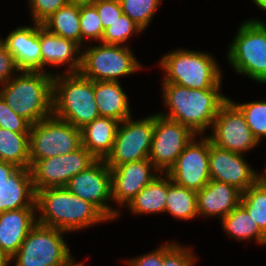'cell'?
I'll return each mask as SVG.
<instances>
[{
  "instance_id": "6da1fadb",
  "label": "cell",
  "mask_w": 266,
  "mask_h": 266,
  "mask_svg": "<svg viewBox=\"0 0 266 266\" xmlns=\"http://www.w3.org/2000/svg\"><path fill=\"white\" fill-rule=\"evenodd\" d=\"M37 223L64 232L81 231L109 221L92 203L72 194L66 187H51L36 191Z\"/></svg>"
},
{
  "instance_id": "7a4b0ae2",
  "label": "cell",
  "mask_w": 266,
  "mask_h": 266,
  "mask_svg": "<svg viewBox=\"0 0 266 266\" xmlns=\"http://www.w3.org/2000/svg\"><path fill=\"white\" fill-rule=\"evenodd\" d=\"M167 113L160 115L180 122L199 136L212 128L220 107L228 100L220 89H190L174 83H162Z\"/></svg>"
},
{
  "instance_id": "3957f363",
  "label": "cell",
  "mask_w": 266,
  "mask_h": 266,
  "mask_svg": "<svg viewBox=\"0 0 266 266\" xmlns=\"http://www.w3.org/2000/svg\"><path fill=\"white\" fill-rule=\"evenodd\" d=\"M54 73L20 70L0 85V96L31 125L52 115Z\"/></svg>"
},
{
  "instance_id": "277c9868",
  "label": "cell",
  "mask_w": 266,
  "mask_h": 266,
  "mask_svg": "<svg viewBox=\"0 0 266 266\" xmlns=\"http://www.w3.org/2000/svg\"><path fill=\"white\" fill-rule=\"evenodd\" d=\"M162 83L190 89H221L222 72L214 56L204 51L175 49L160 58Z\"/></svg>"
},
{
  "instance_id": "5b68a950",
  "label": "cell",
  "mask_w": 266,
  "mask_h": 266,
  "mask_svg": "<svg viewBox=\"0 0 266 266\" xmlns=\"http://www.w3.org/2000/svg\"><path fill=\"white\" fill-rule=\"evenodd\" d=\"M52 114L80 129L100 117L94 81L80 73L54 74Z\"/></svg>"
},
{
  "instance_id": "8992f818",
  "label": "cell",
  "mask_w": 266,
  "mask_h": 266,
  "mask_svg": "<svg viewBox=\"0 0 266 266\" xmlns=\"http://www.w3.org/2000/svg\"><path fill=\"white\" fill-rule=\"evenodd\" d=\"M266 22L248 19L240 24L228 46L227 60L236 73L266 84Z\"/></svg>"
},
{
  "instance_id": "52a82bcc",
  "label": "cell",
  "mask_w": 266,
  "mask_h": 266,
  "mask_svg": "<svg viewBox=\"0 0 266 266\" xmlns=\"http://www.w3.org/2000/svg\"><path fill=\"white\" fill-rule=\"evenodd\" d=\"M82 48L80 74L92 81H117L142 70L128 46L100 43Z\"/></svg>"
},
{
  "instance_id": "ba28073f",
  "label": "cell",
  "mask_w": 266,
  "mask_h": 266,
  "mask_svg": "<svg viewBox=\"0 0 266 266\" xmlns=\"http://www.w3.org/2000/svg\"><path fill=\"white\" fill-rule=\"evenodd\" d=\"M82 146L81 130L53 114L34 125L29 133L30 167L40 159L65 155Z\"/></svg>"
},
{
  "instance_id": "9c48e42d",
  "label": "cell",
  "mask_w": 266,
  "mask_h": 266,
  "mask_svg": "<svg viewBox=\"0 0 266 266\" xmlns=\"http://www.w3.org/2000/svg\"><path fill=\"white\" fill-rule=\"evenodd\" d=\"M66 232L36 224L11 257L15 266H61L72 254L63 234ZM63 235V236H62Z\"/></svg>"
},
{
  "instance_id": "30bf717a",
  "label": "cell",
  "mask_w": 266,
  "mask_h": 266,
  "mask_svg": "<svg viewBox=\"0 0 266 266\" xmlns=\"http://www.w3.org/2000/svg\"><path fill=\"white\" fill-rule=\"evenodd\" d=\"M154 114L139 120L132 116L119 123L111 153L105 159L110 168L149 158Z\"/></svg>"
},
{
  "instance_id": "8fae6325",
  "label": "cell",
  "mask_w": 266,
  "mask_h": 266,
  "mask_svg": "<svg viewBox=\"0 0 266 266\" xmlns=\"http://www.w3.org/2000/svg\"><path fill=\"white\" fill-rule=\"evenodd\" d=\"M196 135L190 128L180 122L155 113L151 150L148 159L158 169L159 173H167L175 164L177 157L183 152L186 145Z\"/></svg>"
},
{
  "instance_id": "7c38bea8",
  "label": "cell",
  "mask_w": 266,
  "mask_h": 266,
  "mask_svg": "<svg viewBox=\"0 0 266 266\" xmlns=\"http://www.w3.org/2000/svg\"><path fill=\"white\" fill-rule=\"evenodd\" d=\"M97 159L83 146L76 151L37 160L31 167L35 192L51 187H65L68 181L86 170Z\"/></svg>"
},
{
  "instance_id": "4fadbf2b",
  "label": "cell",
  "mask_w": 266,
  "mask_h": 266,
  "mask_svg": "<svg viewBox=\"0 0 266 266\" xmlns=\"http://www.w3.org/2000/svg\"><path fill=\"white\" fill-rule=\"evenodd\" d=\"M72 194L95 205L109 220L120 217V210L107 202L112 200L111 170L105 160L73 176L65 186Z\"/></svg>"
},
{
  "instance_id": "5bb4252c",
  "label": "cell",
  "mask_w": 266,
  "mask_h": 266,
  "mask_svg": "<svg viewBox=\"0 0 266 266\" xmlns=\"http://www.w3.org/2000/svg\"><path fill=\"white\" fill-rule=\"evenodd\" d=\"M208 137L219 148L246 154L259 145L241 111L228 99L219 109Z\"/></svg>"
},
{
  "instance_id": "9a60e30c",
  "label": "cell",
  "mask_w": 266,
  "mask_h": 266,
  "mask_svg": "<svg viewBox=\"0 0 266 266\" xmlns=\"http://www.w3.org/2000/svg\"><path fill=\"white\" fill-rule=\"evenodd\" d=\"M196 135L166 173L177 185L200 191L211 179L209 172V137ZM198 140V141H197Z\"/></svg>"
},
{
  "instance_id": "2e32d148",
  "label": "cell",
  "mask_w": 266,
  "mask_h": 266,
  "mask_svg": "<svg viewBox=\"0 0 266 266\" xmlns=\"http://www.w3.org/2000/svg\"><path fill=\"white\" fill-rule=\"evenodd\" d=\"M244 158L243 154L222 149L211 143L209 138L210 179L235 186L246 191L260 177Z\"/></svg>"
},
{
  "instance_id": "e0dca14e",
  "label": "cell",
  "mask_w": 266,
  "mask_h": 266,
  "mask_svg": "<svg viewBox=\"0 0 266 266\" xmlns=\"http://www.w3.org/2000/svg\"><path fill=\"white\" fill-rule=\"evenodd\" d=\"M110 170L112 201L120 208L128 205L146 185L160 175L148 158L123 163Z\"/></svg>"
},
{
  "instance_id": "ac0fdd59",
  "label": "cell",
  "mask_w": 266,
  "mask_h": 266,
  "mask_svg": "<svg viewBox=\"0 0 266 266\" xmlns=\"http://www.w3.org/2000/svg\"><path fill=\"white\" fill-rule=\"evenodd\" d=\"M0 41L20 70L41 71L40 24L19 26Z\"/></svg>"
},
{
  "instance_id": "d6986e66",
  "label": "cell",
  "mask_w": 266,
  "mask_h": 266,
  "mask_svg": "<svg viewBox=\"0 0 266 266\" xmlns=\"http://www.w3.org/2000/svg\"><path fill=\"white\" fill-rule=\"evenodd\" d=\"M41 71L48 65L56 68L67 64L64 73H79L81 69L82 48L74 41L48 31L40 24Z\"/></svg>"
},
{
  "instance_id": "ffe728a7",
  "label": "cell",
  "mask_w": 266,
  "mask_h": 266,
  "mask_svg": "<svg viewBox=\"0 0 266 266\" xmlns=\"http://www.w3.org/2000/svg\"><path fill=\"white\" fill-rule=\"evenodd\" d=\"M241 194L233 185L210 180L197 192L198 215L221 220L240 204Z\"/></svg>"
},
{
  "instance_id": "44dd1931",
  "label": "cell",
  "mask_w": 266,
  "mask_h": 266,
  "mask_svg": "<svg viewBox=\"0 0 266 266\" xmlns=\"http://www.w3.org/2000/svg\"><path fill=\"white\" fill-rule=\"evenodd\" d=\"M36 208H22L0 213V248L12 257L30 230L37 224Z\"/></svg>"
},
{
  "instance_id": "7402d4cb",
  "label": "cell",
  "mask_w": 266,
  "mask_h": 266,
  "mask_svg": "<svg viewBox=\"0 0 266 266\" xmlns=\"http://www.w3.org/2000/svg\"><path fill=\"white\" fill-rule=\"evenodd\" d=\"M36 192L30 168H17L0 184V213L36 208Z\"/></svg>"
},
{
  "instance_id": "603a6c76",
  "label": "cell",
  "mask_w": 266,
  "mask_h": 266,
  "mask_svg": "<svg viewBox=\"0 0 266 266\" xmlns=\"http://www.w3.org/2000/svg\"><path fill=\"white\" fill-rule=\"evenodd\" d=\"M120 121L100 116L84 125L81 143L97 160H105L111 153Z\"/></svg>"
},
{
  "instance_id": "cb8c5ba5",
  "label": "cell",
  "mask_w": 266,
  "mask_h": 266,
  "mask_svg": "<svg viewBox=\"0 0 266 266\" xmlns=\"http://www.w3.org/2000/svg\"><path fill=\"white\" fill-rule=\"evenodd\" d=\"M94 92L100 116L120 122L132 116L128 96L120 81H94Z\"/></svg>"
},
{
  "instance_id": "d4e9b609",
  "label": "cell",
  "mask_w": 266,
  "mask_h": 266,
  "mask_svg": "<svg viewBox=\"0 0 266 266\" xmlns=\"http://www.w3.org/2000/svg\"><path fill=\"white\" fill-rule=\"evenodd\" d=\"M167 198V174L160 173L126 206L135 215L164 213Z\"/></svg>"
},
{
  "instance_id": "484cf974",
  "label": "cell",
  "mask_w": 266,
  "mask_h": 266,
  "mask_svg": "<svg viewBox=\"0 0 266 266\" xmlns=\"http://www.w3.org/2000/svg\"><path fill=\"white\" fill-rule=\"evenodd\" d=\"M220 221L229 238L238 241L254 239L259 245H266V234L240 204Z\"/></svg>"
},
{
  "instance_id": "4316f807",
  "label": "cell",
  "mask_w": 266,
  "mask_h": 266,
  "mask_svg": "<svg viewBox=\"0 0 266 266\" xmlns=\"http://www.w3.org/2000/svg\"><path fill=\"white\" fill-rule=\"evenodd\" d=\"M41 25L57 36L74 41L82 48L80 6L68 3L59 8Z\"/></svg>"
},
{
  "instance_id": "83f0119b",
  "label": "cell",
  "mask_w": 266,
  "mask_h": 266,
  "mask_svg": "<svg viewBox=\"0 0 266 266\" xmlns=\"http://www.w3.org/2000/svg\"><path fill=\"white\" fill-rule=\"evenodd\" d=\"M165 212L179 220H193L198 215L197 192L175 184L167 175Z\"/></svg>"
},
{
  "instance_id": "f1b7e54d",
  "label": "cell",
  "mask_w": 266,
  "mask_h": 266,
  "mask_svg": "<svg viewBox=\"0 0 266 266\" xmlns=\"http://www.w3.org/2000/svg\"><path fill=\"white\" fill-rule=\"evenodd\" d=\"M0 161L18 168H30L29 133H17L0 128Z\"/></svg>"
},
{
  "instance_id": "f546056e",
  "label": "cell",
  "mask_w": 266,
  "mask_h": 266,
  "mask_svg": "<svg viewBox=\"0 0 266 266\" xmlns=\"http://www.w3.org/2000/svg\"><path fill=\"white\" fill-rule=\"evenodd\" d=\"M240 205L266 234V180L259 178L242 192Z\"/></svg>"
},
{
  "instance_id": "4dcf8cb0",
  "label": "cell",
  "mask_w": 266,
  "mask_h": 266,
  "mask_svg": "<svg viewBox=\"0 0 266 266\" xmlns=\"http://www.w3.org/2000/svg\"><path fill=\"white\" fill-rule=\"evenodd\" d=\"M243 114L254 137L260 141L266 138V100L238 103L228 98Z\"/></svg>"
},
{
  "instance_id": "1f68e13d",
  "label": "cell",
  "mask_w": 266,
  "mask_h": 266,
  "mask_svg": "<svg viewBox=\"0 0 266 266\" xmlns=\"http://www.w3.org/2000/svg\"><path fill=\"white\" fill-rule=\"evenodd\" d=\"M123 14L143 30L149 26L162 0H119Z\"/></svg>"
},
{
  "instance_id": "d6a6232c",
  "label": "cell",
  "mask_w": 266,
  "mask_h": 266,
  "mask_svg": "<svg viewBox=\"0 0 266 266\" xmlns=\"http://www.w3.org/2000/svg\"><path fill=\"white\" fill-rule=\"evenodd\" d=\"M144 31L139 25L132 21L127 15L122 14L110 26L104 29L101 43L113 45H127V41L135 33Z\"/></svg>"
},
{
  "instance_id": "836d02e7",
  "label": "cell",
  "mask_w": 266,
  "mask_h": 266,
  "mask_svg": "<svg viewBox=\"0 0 266 266\" xmlns=\"http://www.w3.org/2000/svg\"><path fill=\"white\" fill-rule=\"evenodd\" d=\"M80 27L82 34V47L86 38L101 42L103 36V26L99 14L94 4L80 6Z\"/></svg>"
},
{
  "instance_id": "e575fe53",
  "label": "cell",
  "mask_w": 266,
  "mask_h": 266,
  "mask_svg": "<svg viewBox=\"0 0 266 266\" xmlns=\"http://www.w3.org/2000/svg\"><path fill=\"white\" fill-rule=\"evenodd\" d=\"M196 256L191 248L178 242H166L163 244L162 266H194Z\"/></svg>"
},
{
  "instance_id": "d590c367",
  "label": "cell",
  "mask_w": 266,
  "mask_h": 266,
  "mask_svg": "<svg viewBox=\"0 0 266 266\" xmlns=\"http://www.w3.org/2000/svg\"><path fill=\"white\" fill-rule=\"evenodd\" d=\"M0 128L17 133H30L31 124L11 109L0 96Z\"/></svg>"
},
{
  "instance_id": "8d00e7d4",
  "label": "cell",
  "mask_w": 266,
  "mask_h": 266,
  "mask_svg": "<svg viewBox=\"0 0 266 266\" xmlns=\"http://www.w3.org/2000/svg\"><path fill=\"white\" fill-rule=\"evenodd\" d=\"M33 23L42 24L59 8L68 4V0H28Z\"/></svg>"
},
{
  "instance_id": "74e56055",
  "label": "cell",
  "mask_w": 266,
  "mask_h": 266,
  "mask_svg": "<svg viewBox=\"0 0 266 266\" xmlns=\"http://www.w3.org/2000/svg\"><path fill=\"white\" fill-rule=\"evenodd\" d=\"M93 4L97 9L103 29L123 14L119 0H96Z\"/></svg>"
},
{
  "instance_id": "f35d334b",
  "label": "cell",
  "mask_w": 266,
  "mask_h": 266,
  "mask_svg": "<svg viewBox=\"0 0 266 266\" xmlns=\"http://www.w3.org/2000/svg\"><path fill=\"white\" fill-rule=\"evenodd\" d=\"M20 69L18 68L13 55L0 41V85L13 78ZM14 73V74H13Z\"/></svg>"
},
{
  "instance_id": "ab89813d",
  "label": "cell",
  "mask_w": 266,
  "mask_h": 266,
  "mask_svg": "<svg viewBox=\"0 0 266 266\" xmlns=\"http://www.w3.org/2000/svg\"><path fill=\"white\" fill-rule=\"evenodd\" d=\"M130 260V261H129ZM125 263L129 266H162L163 265V244L154 251H149L141 256L129 259Z\"/></svg>"
},
{
  "instance_id": "60d3db41",
  "label": "cell",
  "mask_w": 266,
  "mask_h": 266,
  "mask_svg": "<svg viewBox=\"0 0 266 266\" xmlns=\"http://www.w3.org/2000/svg\"><path fill=\"white\" fill-rule=\"evenodd\" d=\"M17 168L18 167L11 163L0 161V184L4 182Z\"/></svg>"
},
{
  "instance_id": "b9f144b4",
  "label": "cell",
  "mask_w": 266,
  "mask_h": 266,
  "mask_svg": "<svg viewBox=\"0 0 266 266\" xmlns=\"http://www.w3.org/2000/svg\"><path fill=\"white\" fill-rule=\"evenodd\" d=\"M11 257L0 248V266H10Z\"/></svg>"
},
{
  "instance_id": "7bdbcfd3",
  "label": "cell",
  "mask_w": 266,
  "mask_h": 266,
  "mask_svg": "<svg viewBox=\"0 0 266 266\" xmlns=\"http://www.w3.org/2000/svg\"><path fill=\"white\" fill-rule=\"evenodd\" d=\"M96 0H68L69 4L84 6L88 4H93Z\"/></svg>"
},
{
  "instance_id": "ee69618b",
  "label": "cell",
  "mask_w": 266,
  "mask_h": 266,
  "mask_svg": "<svg viewBox=\"0 0 266 266\" xmlns=\"http://www.w3.org/2000/svg\"><path fill=\"white\" fill-rule=\"evenodd\" d=\"M74 256H72L65 264L61 265V266H84V264L82 262H75L74 261Z\"/></svg>"
},
{
  "instance_id": "f6af8a7d",
  "label": "cell",
  "mask_w": 266,
  "mask_h": 266,
  "mask_svg": "<svg viewBox=\"0 0 266 266\" xmlns=\"http://www.w3.org/2000/svg\"><path fill=\"white\" fill-rule=\"evenodd\" d=\"M259 9L266 11V0H252Z\"/></svg>"
},
{
  "instance_id": "bcb514c9",
  "label": "cell",
  "mask_w": 266,
  "mask_h": 266,
  "mask_svg": "<svg viewBox=\"0 0 266 266\" xmlns=\"http://www.w3.org/2000/svg\"><path fill=\"white\" fill-rule=\"evenodd\" d=\"M266 169V168H265ZM259 177L263 180H266V172L263 174H259Z\"/></svg>"
}]
</instances>
